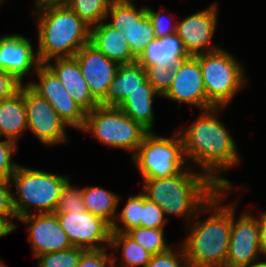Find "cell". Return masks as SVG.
<instances>
[{
  "label": "cell",
  "instance_id": "cell-36",
  "mask_svg": "<svg viewBox=\"0 0 266 267\" xmlns=\"http://www.w3.org/2000/svg\"><path fill=\"white\" fill-rule=\"evenodd\" d=\"M107 248L101 250H86L80 258L77 267H112V254Z\"/></svg>",
  "mask_w": 266,
  "mask_h": 267
},
{
  "label": "cell",
  "instance_id": "cell-9",
  "mask_svg": "<svg viewBox=\"0 0 266 267\" xmlns=\"http://www.w3.org/2000/svg\"><path fill=\"white\" fill-rule=\"evenodd\" d=\"M132 1L115 0L106 13V23L122 31L131 53L138 59L147 45L157 39L153 25L147 16V6L138 9ZM110 21L107 22V18Z\"/></svg>",
  "mask_w": 266,
  "mask_h": 267
},
{
  "label": "cell",
  "instance_id": "cell-40",
  "mask_svg": "<svg viewBox=\"0 0 266 267\" xmlns=\"http://www.w3.org/2000/svg\"><path fill=\"white\" fill-rule=\"evenodd\" d=\"M260 215V250L261 254L266 256V212H262Z\"/></svg>",
  "mask_w": 266,
  "mask_h": 267
},
{
  "label": "cell",
  "instance_id": "cell-38",
  "mask_svg": "<svg viewBox=\"0 0 266 267\" xmlns=\"http://www.w3.org/2000/svg\"><path fill=\"white\" fill-rule=\"evenodd\" d=\"M11 185L10 181L0 180V218L6 219L16 229L18 225L10 220L16 218L12 206Z\"/></svg>",
  "mask_w": 266,
  "mask_h": 267
},
{
  "label": "cell",
  "instance_id": "cell-16",
  "mask_svg": "<svg viewBox=\"0 0 266 267\" xmlns=\"http://www.w3.org/2000/svg\"><path fill=\"white\" fill-rule=\"evenodd\" d=\"M17 220L28 226L29 242L34 257L58 252L72 247V244L60 226L56 213H32Z\"/></svg>",
  "mask_w": 266,
  "mask_h": 267
},
{
  "label": "cell",
  "instance_id": "cell-7",
  "mask_svg": "<svg viewBox=\"0 0 266 267\" xmlns=\"http://www.w3.org/2000/svg\"><path fill=\"white\" fill-rule=\"evenodd\" d=\"M172 138L148 132L131 158L143 180L168 178L179 174L188 164L178 131Z\"/></svg>",
  "mask_w": 266,
  "mask_h": 267
},
{
  "label": "cell",
  "instance_id": "cell-10",
  "mask_svg": "<svg viewBox=\"0 0 266 267\" xmlns=\"http://www.w3.org/2000/svg\"><path fill=\"white\" fill-rule=\"evenodd\" d=\"M23 94L27 115V130L42 144L56 145L67 141L68 126L55 111L48 100L38 95L27 84L19 89Z\"/></svg>",
  "mask_w": 266,
  "mask_h": 267
},
{
  "label": "cell",
  "instance_id": "cell-26",
  "mask_svg": "<svg viewBox=\"0 0 266 267\" xmlns=\"http://www.w3.org/2000/svg\"><path fill=\"white\" fill-rule=\"evenodd\" d=\"M121 247V264L116 266V259L112 255V267H146L153 254L145 250L126 232H112L110 247L119 250Z\"/></svg>",
  "mask_w": 266,
  "mask_h": 267
},
{
  "label": "cell",
  "instance_id": "cell-6",
  "mask_svg": "<svg viewBox=\"0 0 266 267\" xmlns=\"http://www.w3.org/2000/svg\"><path fill=\"white\" fill-rule=\"evenodd\" d=\"M240 63L222 48L199 54L205 92L214 107H227L238 91L247 84L244 66Z\"/></svg>",
  "mask_w": 266,
  "mask_h": 267
},
{
  "label": "cell",
  "instance_id": "cell-21",
  "mask_svg": "<svg viewBox=\"0 0 266 267\" xmlns=\"http://www.w3.org/2000/svg\"><path fill=\"white\" fill-rule=\"evenodd\" d=\"M122 31L109 26L106 21L90 28V43L105 57L118 64H130L137 61L131 53Z\"/></svg>",
  "mask_w": 266,
  "mask_h": 267
},
{
  "label": "cell",
  "instance_id": "cell-18",
  "mask_svg": "<svg viewBox=\"0 0 266 267\" xmlns=\"http://www.w3.org/2000/svg\"><path fill=\"white\" fill-rule=\"evenodd\" d=\"M31 41L19 34L0 36V70L12 74L19 82L33 69V74L41 65Z\"/></svg>",
  "mask_w": 266,
  "mask_h": 267
},
{
  "label": "cell",
  "instance_id": "cell-31",
  "mask_svg": "<svg viewBox=\"0 0 266 267\" xmlns=\"http://www.w3.org/2000/svg\"><path fill=\"white\" fill-rule=\"evenodd\" d=\"M86 211L82 188L73 187L70 180L66 182L58 197L54 213Z\"/></svg>",
  "mask_w": 266,
  "mask_h": 267
},
{
  "label": "cell",
  "instance_id": "cell-34",
  "mask_svg": "<svg viewBox=\"0 0 266 267\" xmlns=\"http://www.w3.org/2000/svg\"><path fill=\"white\" fill-rule=\"evenodd\" d=\"M178 246L177 251L171 247L165 252L153 254L146 267H190L182 245Z\"/></svg>",
  "mask_w": 266,
  "mask_h": 267
},
{
  "label": "cell",
  "instance_id": "cell-1",
  "mask_svg": "<svg viewBox=\"0 0 266 267\" xmlns=\"http://www.w3.org/2000/svg\"><path fill=\"white\" fill-rule=\"evenodd\" d=\"M221 109L213 107L202 110L191 126L178 130V133L186 161L197 164L200 172L209 176L220 188L232 189V182L221 176L224 171L237 166L240 154L225 124L216 117Z\"/></svg>",
  "mask_w": 266,
  "mask_h": 267
},
{
  "label": "cell",
  "instance_id": "cell-4",
  "mask_svg": "<svg viewBox=\"0 0 266 267\" xmlns=\"http://www.w3.org/2000/svg\"><path fill=\"white\" fill-rule=\"evenodd\" d=\"M38 46L41 64L55 58L74 57L90 42V27L67 5L37 8Z\"/></svg>",
  "mask_w": 266,
  "mask_h": 267
},
{
  "label": "cell",
  "instance_id": "cell-32",
  "mask_svg": "<svg viewBox=\"0 0 266 267\" xmlns=\"http://www.w3.org/2000/svg\"><path fill=\"white\" fill-rule=\"evenodd\" d=\"M147 80L155 91L164 96L170 89L174 80V66L149 65L145 68Z\"/></svg>",
  "mask_w": 266,
  "mask_h": 267
},
{
  "label": "cell",
  "instance_id": "cell-11",
  "mask_svg": "<svg viewBox=\"0 0 266 267\" xmlns=\"http://www.w3.org/2000/svg\"><path fill=\"white\" fill-rule=\"evenodd\" d=\"M235 208L233 202L231 236L225 267H249L261 261L260 216L256 218L245 211L236 220Z\"/></svg>",
  "mask_w": 266,
  "mask_h": 267
},
{
  "label": "cell",
  "instance_id": "cell-5",
  "mask_svg": "<svg viewBox=\"0 0 266 267\" xmlns=\"http://www.w3.org/2000/svg\"><path fill=\"white\" fill-rule=\"evenodd\" d=\"M69 180L68 176L52 174L46 171L18 165L10 178L16 188L12 193V206L17 218L35 213H54L62 188ZM13 181V182H12Z\"/></svg>",
  "mask_w": 266,
  "mask_h": 267
},
{
  "label": "cell",
  "instance_id": "cell-28",
  "mask_svg": "<svg viewBox=\"0 0 266 267\" xmlns=\"http://www.w3.org/2000/svg\"><path fill=\"white\" fill-rule=\"evenodd\" d=\"M142 214V192L137 195L130 196L126 205L116 216L111 226L112 232H127L131 228L141 227ZM119 222V224L117 223ZM122 225V227L120 226Z\"/></svg>",
  "mask_w": 266,
  "mask_h": 267
},
{
  "label": "cell",
  "instance_id": "cell-25",
  "mask_svg": "<svg viewBox=\"0 0 266 267\" xmlns=\"http://www.w3.org/2000/svg\"><path fill=\"white\" fill-rule=\"evenodd\" d=\"M86 211L101 217L111 226L114 223L120 196L110 190L98 186H85L82 188Z\"/></svg>",
  "mask_w": 266,
  "mask_h": 267
},
{
  "label": "cell",
  "instance_id": "cell-17",
  "mask_svg": "<svg viewBox=\"0 0 266 267\" xmlns=\"http://www.w3.org/2000/svg\"><path fill=\"white\" fill-rule=\"evenodd\" d=\"M92 96L101 103L107 96L118 63L105 57L90 42L74 55Z\"/></svg>",
  "mask_w": 266,
  "mask_h": 267
},
{
  "label": "cell",
  "instance_id": "cell-22",
  "mask_svg": "<svg viewBox=\"0 0 266 267\" xmlns=\"http://www.w3.org/2000/svg\"><path fill=\"white\" fill-rule=\"evenodd\" d=\"M188 57L181 38L175 33L151 41L137 61L144 68L149 65L175 66Z\"/></svg>",
  "mask_w": 266,
  "mask_h": 267
},
{
  "label": "cell",
  "instance_id": "cell-39",
  "mask_svg": "<svg viewBox=\"0 0 266 267\" xmlns=\"http://www.w3.org/2000/svg\"><path fill=\"white\" fill-rule=\"evenodd\" d=\"M21 85L12 74L0 70V102L16 94Z\"/></svg>",
  "mask_w": 266,
  "mask_h": 267
},
{
  "label": "cell",
  "instance_id": "cell-20",
  "mask_svg": "<svg viewBox=\"0 0 266 267\" xmlns=\"http://www.w3.org/2000/svg\"><path fill=\"white\" fill-rule=\"evenodd\" d=\"M137 90H155L147 80L145 68L138 61L119 64L107 96L100 105L118 107Z\"/></svg>",
  "mask_w": 266,
  "mask_h": 267
},
{
  "label": "cell",
  "instance_id": "cell-27",
  "mask_svg": "<svg viewBox=\"0 0 266 267\" xmlns=\"http://www.w3.org/2000/svg\"><path fill=\"white\" fill-rule=\"evenodd\" d=\"M115 0H70L67 6L90 28L106 20Z\"/></svg>",
  "mask_w": 266,
  "mask_h": 267
},
{
  "label": "cell",
  "instance_id": "cell-41",
  "mask_svg": "<svg viewBox=\"0 0 266 267\" xmlns=\"http://www.w3.org/2000/svg\"><path fill=\"white\" fill-rule=\"evenodd\" d=\"M70 0H34L36 8L67 5Z\"/></svg>",
  "mask_w": 266,
  "mask_h": 267
},
{
  "label": "cell",
  "instance_id": "cell-2",
  "mask_svg": "<svg viewBox=\"0 0 266 267\" xmlns=\"http://www.w3.org/2000/svg\"><path fill=\"white\" fill-rule=\"evenodd\" d=\"M233 189H220L194 217L193 223H188L191 229L187 230L188 235L181 245L190 267H225L232 227V203L224 205L222 200ZM204 212L213 213L200 221Z\"/></svg>",
  "mask_w": 266,
  "mask_h": 267
},
{
  "label": "cell",
  "instance_id": "cell-30",
  "mask_svg": "<svg viewBox=\"0 0 266 267\" xmlns=\"http://www.w3.org/2000/svg\"><path fill=\"white\" fill-rule=\"evenodd\" d=\"M86 250L72 246L58 252L42 254L35 259L38 267H77Z\"/></svg>",
  "mask_w": 266,
  "mask_h": 267
},
{
  "label": "cell",
  "instance_id": "cell-29",
  "mask_svg": "<svg viewBox=\"0 0 266 267\" xmlns=\"http://www.w3.org/2000/svg\"><path fill=\"white\" fill-rule=\"evenodd\" d=\"M164 230L165 229L143 228L139 226L131 228L126 233L151 254H158L173 247L167 244L164 238Z\"/></svg>",
  "mask_w": 266,
  "mask_h": 267
},
{
  "label": "cell",
  "instance_id": "cell-42",
  "mask_svg": "<svg viewBox=\"0 0 266 267\" xmlns=\"http://www.w3.org/2000/svg\"><path fill=\"white\" fill-rule=\"evenodd\" d=\"M15 230V228L3 218H0V238L9 235Z\"/></svg>",
  "mask_w": 266,
  "mask_h": 267
},
{
  "label": "cell",
  "instance_id": "cell-14",
  "mask_svg": "<svg viewBox=\"0 0 266 267\" xmlns=\"http://www.w3.org/2000/svg\"><path fill=\"white\" fill-rule=\"evenodd\" d=\"M163 98L196 106L201 110L214 107L207 99L199 55L189 56L174 66L173 83Z\"/></svg>",
  "mask_w": 266,
  "mask_h": 267
},
{
  "label": "cell",
  "instance_id": "cell-8",
  "mask_svg": "<svg viewBox=\"0 0 266 267\" xmlns=\"http://www.w3.org/2000/svg\"><path fill=\"white\" fill-rule=\"evenodd\" d=\"M81 131L91 132L99 142L111 148L129 150L133 156L148 131L120 108L98 105L87 112Z\"/></svg>",
  "mask_w": 266,
  "mask_h": 267
},
{
  "label": "cell",
  "instance_id": "cell-44",
  "mask_svg": "<svg viewBox=\"0 0 266 267\" xmlns=\"http://www.w3.org/2000/svg\"><path fill=\"white\" fill-rule=\"evenodd\" d=\"M0 267H6L5 263L0 259Z\"/></svg>",
  "mask_w": 266,
  "mask_h": 267
},
{
  "label": "cell",
  "instance_id": "cell-33",
  "mask_svg": "<svg viewBox=\"0 0 266 267\" xmlns=\"http://www.w3.org/2000/svg\"><path fill=\"white\" fill-rule=\"evenodd\" d=\"M167 219L162 208L149 200L142 192L141 227L165 229Z\"/></svg>",
  "mask_w": 266,
  "mask_h": 267
},
{
  "label": "cell",
  "instance_id": "cell-19",
  "mask_svg": "<svg viewBox=\"0 0 266 267\" xmlns=\"http://www.w3.org/2000/svg\"><path fill=\"white\" fill-rule=\"evenodd\" d=\"M53 61V64L49 60L45 65L60 80L65 90L77 104L86 112H90L100 105L92 96L75 57L55 58Z\"/></svg>",
  "mask_w": 266,
  "mask_h": 267
},
{
  "label": "cell",
  "instance_id": "cell-24",
  "mask_svg": "<svg viewBox=\"0 0 266 267\" xmlns=\"http://www.w3.org/2000/svg\"><path fill=\"white\" fill-rule=\"evenodd\" d=\"M156 95L160 96L155 90H137L126 97L118 108L148 132H154L153 99Z\"/></svg>",
  "mask_w": 266,
  "mask_h": 267
},
{
  "label": "cell",
  "instance_id": "cell-3",
  "mask_svg": "<svg viewBox=\"0 0 266 267\" xmlns=\"http://www.w3.org/2000/svg\"><path fill=\"white\" fill-rule=\"evenodd\" d=\"M168 178L142 180L144 195L164 211V215L193 220L220 188L209 176L188 168Z\"/></svg>",
  "mask_w": 266,
  "mask_h": 267
},
{
  "label": "cell",
  "instance_id": "cell-35",
  "mask_svg": "<svg viewBox=\"0 0 266 267\" xmlns=\"http://www.w3.org/2000/svg\"><path fill=\"white\" fill-rule=\"evenodd\" d=\"M18 145L10 140H0V180L9 181L19 164L12 161Z\"/></svg>",
  "mask_w": 266,
  "mask_h": 267
},
{
  "label": "cell",
  "instance_id": "cell-37",
  "mask_svg": "<svg viewBox=\"0 0 266 267\" xmlns=\"http://www.w3.org/2000/svg\"><path fill=\"white\" fill-rule=\"evenodd\" d=\"M163 11L160 9L159 12H156L152 7H147V16L149 17L157 39L163 38L176 33V25L172 26L171 16L167 17L170 19V24L167 25V18L165 19ZM171 25V26H170Z\"/></svg>",
  "mask_w": 266,
  "mask_h": 267
},
{
  "label": "cell",
  "instance_id": "cell-23",
  "mask_svg": "<svg viewBox=\"0 0 266 267\" xmlns=\"http://www.w3.org/2000/svg\"><path fill=\"white\" fill-rule=\"evenodd\" d=\"M25 129L27 115L23 94L19 90L12 97L0 102V137L17 144Z\"/></svg>",
  "mask_w": 266,
  "mask_h": 267
},
{
  "label": "cell",
  "instance_id": "cell-43",
  "mask_svg": "<svg viewBox=\"0 0 266 267\" xmlns=\"http://www.w3.org/2000/svg\"><path fill=\"white\" fill-rule=\"evenodd\" d=\"M249 267H266V261H260L258 263L252 264Z\"/></svg>",
  "mask_w": 266,
  "mask_h": 267
},
{
  "label": "cell",
  "instance_id": "cell-15",
  "mask_svg": "<svg viewBox=\"0 0 266 267\" xmlns=\"http://www.w3.org/2000/svg\"><path fill=\"white\" fill-rule=\"evenodd\" d=\"M218 6L196 12L176 23V34L181 38L189 56L212 52L220 47L213 45V35L217 27Z\"/></svg>",
  "mask_w": 266,
  "mask_h": 267
},
{
  "label": "cell",
  "instance_id": "cell-12",
  "mask_svg": "<svg viewBox=\"0 0 266 267\" xmlns=\"http://www.w3.org/2000/svg\"><path fill=\"white\" fill-rule=\"evenodd\" d=\"M56 215L72 246L84 250L110 247L111 225L101 217L88 211L56 213Z\"/></svg>",
  "mask_w": 266,
  "mask_h": 267
},
{
  "label": "cell",
  "instance_id": "cell-13",
  "mask_svg": "<svg viewBox=\"0 0 266 267\" xmlns=\"http://www.w3.org/2000/svg\"><path fill=\"white\" fill-rule=\"evenodd\" d=\"M35 73L38 75L39 83L29 81L26 84L49 101L68 127L82 130L87 112L73 100L60 80L45 64H41Z\"/></svg>",
  "mask_w": 266,
  "mask_h": 267
}]
</instances>
